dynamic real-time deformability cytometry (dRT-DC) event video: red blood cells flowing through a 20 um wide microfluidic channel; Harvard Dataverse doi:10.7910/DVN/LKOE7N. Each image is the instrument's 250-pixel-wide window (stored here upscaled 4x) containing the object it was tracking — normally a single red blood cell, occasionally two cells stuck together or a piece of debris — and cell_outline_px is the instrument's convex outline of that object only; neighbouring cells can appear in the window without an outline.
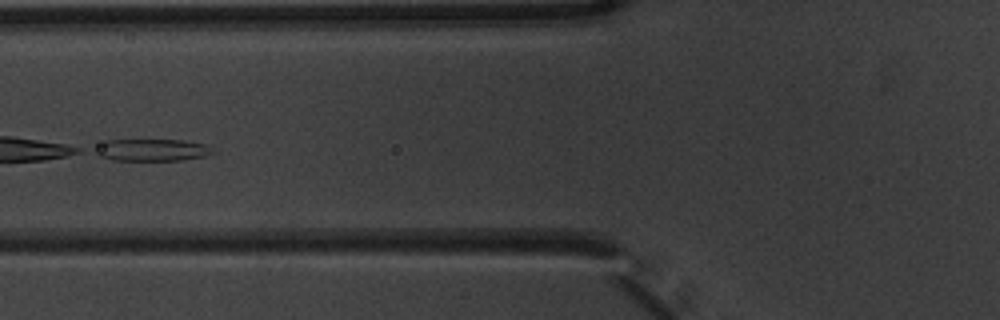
{"species": "common noctule bat (a hibernating species)", "species_latin": "Nyctalus noctula", "temperature_condition": "warm", "stored_images_in_passage": 8, "camera_frame_rate_fps": 3000, "um_per_image_px": 0.085, "animal": {"sex": "male", "body_mass_g": 20.1, "forearm_length_mm": 53.5}, "frame": {"image": 1, "passage_image": 7, "time_ms": 2.0, "image_size_px": [1000, 320], "cell_outline_px": [[216, 152], [204, 156], [180, 160], [112, 160], [96, 156], [88, 152], [92, 148], [108, 140], [180, 140], [208, 144]], "centroid_in_image_um": [12.83, 12.75], "position_along_channel_um": 113.0, "area_um2": 15.43}}